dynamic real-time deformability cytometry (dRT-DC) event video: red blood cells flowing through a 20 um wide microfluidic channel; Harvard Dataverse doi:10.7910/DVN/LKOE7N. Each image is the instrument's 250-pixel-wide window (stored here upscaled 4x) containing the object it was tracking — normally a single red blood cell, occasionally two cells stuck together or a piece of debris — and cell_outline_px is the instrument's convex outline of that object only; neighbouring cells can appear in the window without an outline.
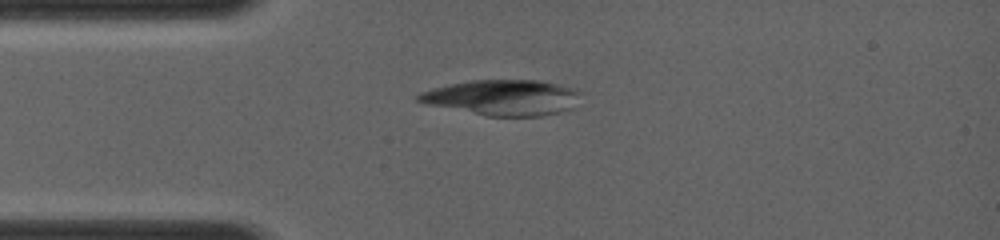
{"species": "common noctule bat (a hibernating species)", "species_latin": "Nyctalus noctula", "temperature_condition": "room temperature", "stored_images_in_passage": 24, "camera_frame_rate_fps": 4000, "um_per_image_px": 0.085, "animal": {"sex": "female", "body_mass_g": 19.0, "forearm_length_mm": 56.7}, "frame": {"image": 1, "passage_image": 16, "time_ms": 2.0, "image_size_px": [1000, 240], "cell_outline_px": [[580, 92], [572, 108], [560, 112], [540, 116], [488, 116], [428, 104], [416, 100], [416, 96], [420, 92], [432, 88], [448, 84], [472, 80], [544, 80], [576, 88]], "centroid_in_image_um": [42.74, 8.28], "position_along_channel_um": 42.3, "area_um2": 33.58}}